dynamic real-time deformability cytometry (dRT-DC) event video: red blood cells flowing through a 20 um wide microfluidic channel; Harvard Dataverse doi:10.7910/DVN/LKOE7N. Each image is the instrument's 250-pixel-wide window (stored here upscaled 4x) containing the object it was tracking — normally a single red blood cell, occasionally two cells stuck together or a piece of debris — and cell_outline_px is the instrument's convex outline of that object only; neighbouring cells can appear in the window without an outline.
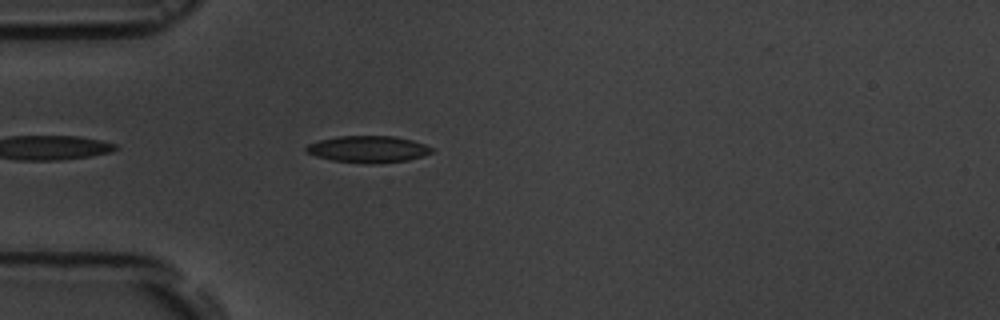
{"species": "common noctule bat (a hibernating species)", "species_latin": "Nyctalus noctula", "temperature_condition": "room temperature", "stored_images_in_passage": 5, "camera_frame_rate_fps": 3000, "um_per_image_px": 0.085, "animal": {"sex": "male", "body_mass_g": 19.5, "forearm_length_mm": 54.6}, "frame": {"image": 1, "passage_image": 5, "time_ms": 4.333, "image_size_px": [1000, 320], "cell_outline_px": [[432, 152], [408, 160], [372, 164], [364, 164], [332, 160], [316, 156], [308, 152], [304, 148], [308, 144], [320, 140], [340, 136], [392, 136], [412, 140], [424, 144], [432, 148]], "centroid_in_image_um": [31.27, 12.68], "position_along_channel_um": 53.7, "area_um2": 19.36}}